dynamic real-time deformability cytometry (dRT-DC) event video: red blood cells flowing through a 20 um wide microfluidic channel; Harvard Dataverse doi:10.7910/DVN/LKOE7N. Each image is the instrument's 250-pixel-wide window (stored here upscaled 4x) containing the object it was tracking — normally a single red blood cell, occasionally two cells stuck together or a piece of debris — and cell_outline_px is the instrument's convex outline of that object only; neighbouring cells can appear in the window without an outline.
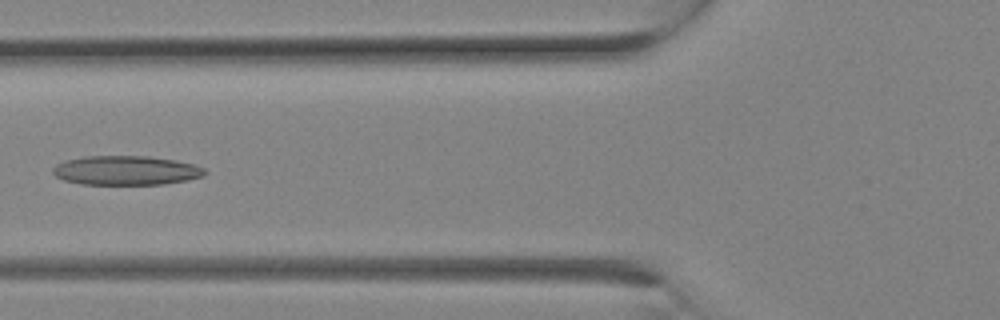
{"species": "Egyptian fruit bat (a non-hibernating species)", "species_latin": "Rousettus aegyptiacus", "temperature_condition": "room temperature", "stored_images_in_passage": 14, "camera_frame_rate_fps": 3000, "um_per_image_px": 0.085, "animal": {"sex": "female"}, "frame": {"image": 1, "passage_image": 10, "time_ms": 3.0, "image_size_px": [1000, 320], "cell_outline_px": [[208, 172], [204, 176], [188, 180], [164, 184], [84, 184], [64, 180], [56, 176], [52, 172], [52, 168], [56, 164], [64, 160], [84, 156], [148, 156], [176, 160], [196, 164], [204, 168]], "centroid_in_image_um": [10.74, 14.48], "position_along_channel_um": 115.1, "area_um2": 26.13}}
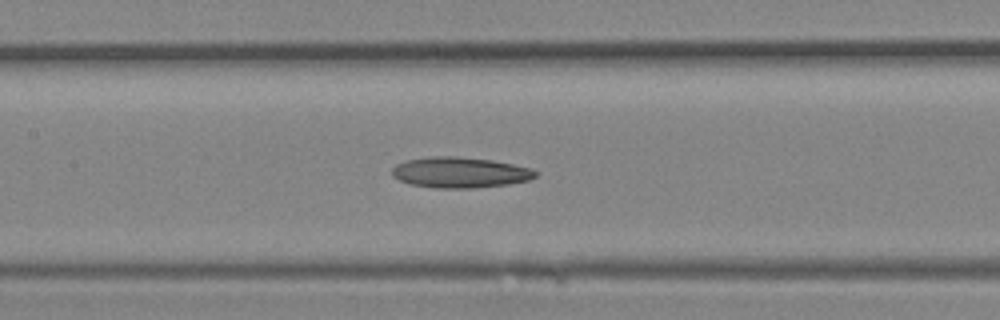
{"frame": {"image": 2, "passage_image": 12, "time_ms": 3.667, "image_size_px": [1000, 320], "cell_outline_px": [[540, 172], [536, 176], [528, 180], [508, 184], [472, 188], [436, 188], [412, 184], [400, 180], [392, 176], [392, 168], [396, 164], [404, 160], [432, 156], [456, 156], [492, 160], [532, 168]], "centroid_in_image_um": [39.1, 14.65], "position_along_channel_um": 168.3, "area_um2": 25.72}}
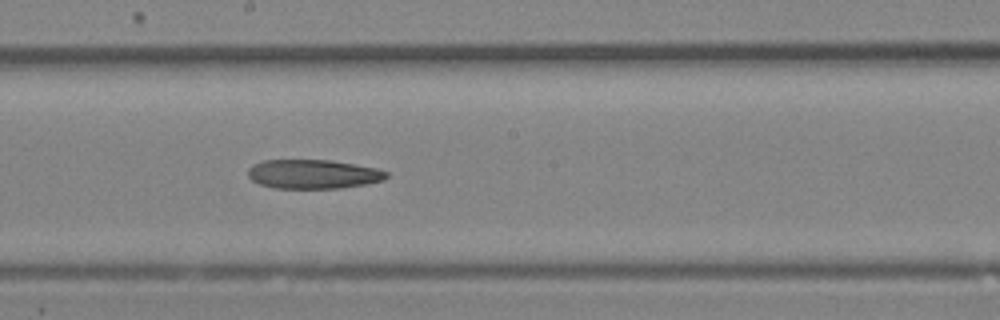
{"frame": {"image": 3, "passage_image": 14, "time_ms": 4.333, "image_size_px": [1000, 320], "cell_outline_px": [[388, 176], [384, 180], [364, 184], [340, 188], [276, 188], [260, 184], [252, 180], [248, 176], [248, 168], [252, 164], [264, 160], [332, 160], [356, 164], [376, 168], [388, 172]], "centroid_in_image_um": [26.61, 14.79], "position_along_channel_um": 221.6, "area_um2": 23.52}}